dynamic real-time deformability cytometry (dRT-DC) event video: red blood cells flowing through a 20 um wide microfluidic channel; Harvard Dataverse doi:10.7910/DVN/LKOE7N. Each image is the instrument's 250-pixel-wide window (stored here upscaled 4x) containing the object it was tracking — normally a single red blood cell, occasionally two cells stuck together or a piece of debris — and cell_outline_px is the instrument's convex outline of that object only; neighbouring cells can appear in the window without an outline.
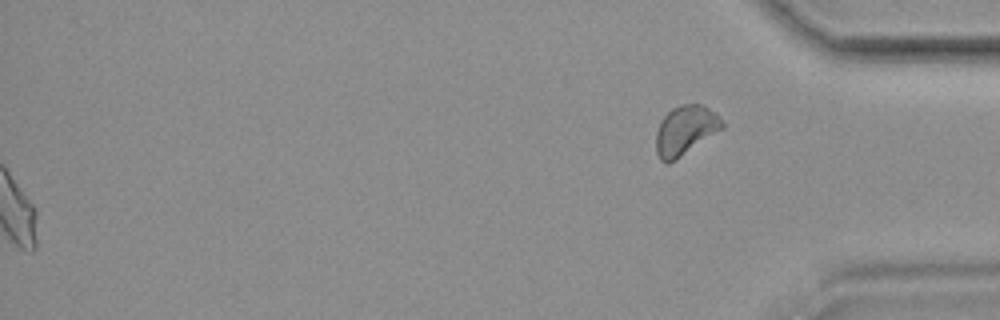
{"species": "common noctule bat (a hibernating species)", "species_latin": "Nyctalus noctula", "temperature_condition": "room temperature", "stored_images_in_passage": 43, "segment_of_instrument_passage": [2, 2], "camera_frame_rate_fps": 3000, "um_per_image_px": 0.085, "animal": {"sex": "female", "body_mass_g": 19.9}, "frame": {"image": 1, "passage_image": 43, "time_ms": 14.0, "image_size_px": [1000, 320], "cell_outline_px": [[724, 128], [676, 160], [668, 164], [660, 160], [656, 152], [656, 132], [660, 120], [672, 108], [680, 104], [700, 104], [716, 112], [724, 124]], "centroid_in_image_um": [58.25, 11.08], "position_along_channel_um": 377.0, "area_um2": 19.19}}